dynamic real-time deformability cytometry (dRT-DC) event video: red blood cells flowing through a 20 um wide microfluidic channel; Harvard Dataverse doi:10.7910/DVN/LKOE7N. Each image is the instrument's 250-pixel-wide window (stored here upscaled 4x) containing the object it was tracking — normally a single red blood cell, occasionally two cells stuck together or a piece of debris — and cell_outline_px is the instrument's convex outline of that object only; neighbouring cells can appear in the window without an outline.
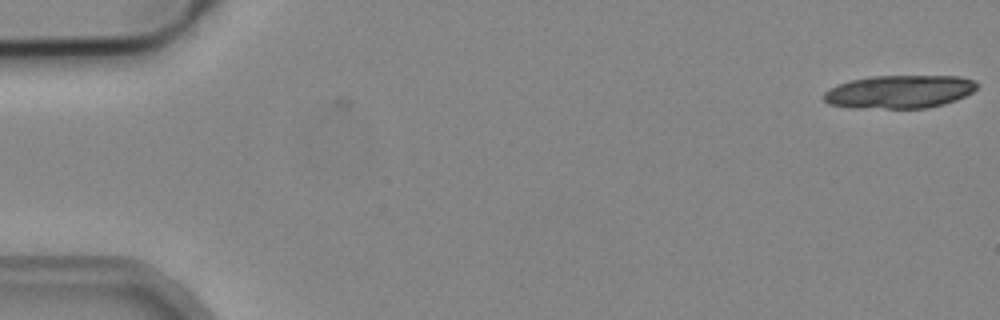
{"species": "common noctule bat (a hibernating species)", "species_latin": "Nyctalus noctula", "temperature_condition": "cold", "stored_images_in_passage": 2, "camera_frame_rate_fps": 3000, "um_per_image_px": 0.085, "animal": {"sex": "male", "body_mass_g": 19.2, "forearm_length_mm": 51.8}, "frame": {"image": 1, "passage_image": 2, "time_ms": 0.333, "image_size_px": [1000, 320], "cell_outline_px": [[980, 84], [972, 92], [956, 100], [944, 104], [928, 108], [852, 108], [828, 104], [824, 100], [824, 92], [828, 88], [836, 84], [868, 76], [960, 76], [976, 80]], "centroid_in_image_um": [76.45, 7.79], "position_along_channel_um": 8.5, "area_um2": 29.94}}